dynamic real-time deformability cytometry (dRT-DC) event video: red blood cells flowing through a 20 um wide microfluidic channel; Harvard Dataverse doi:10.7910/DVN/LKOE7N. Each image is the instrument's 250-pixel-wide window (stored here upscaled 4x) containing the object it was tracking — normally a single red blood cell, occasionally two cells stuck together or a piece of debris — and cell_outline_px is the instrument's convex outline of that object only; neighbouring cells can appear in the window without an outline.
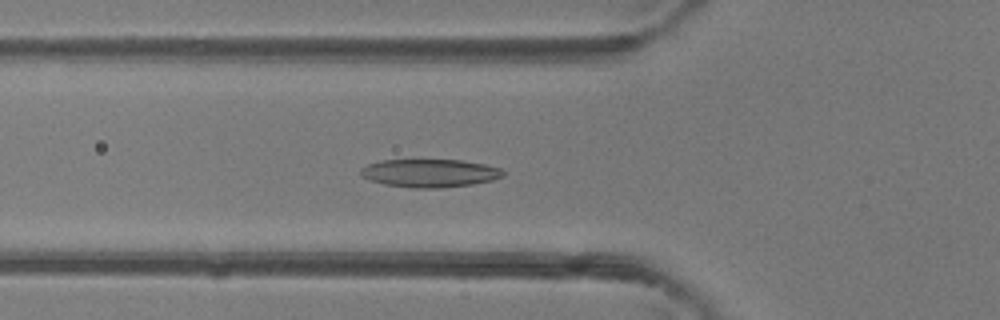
{"species": "common noctule bat (a hibernating species)", "species_latin": "Nyctalus noctula", "temperature_condition": "room temperature", "stored_images_in_passage": 32, "camera_frame_rate_fps": 3000, "um_per_image_px": 0.085, "animal": {"sex": "female"}, "frame": {"image": 1, "passage_image": 2, "time_ms": 0.333, "image_size_px": [1000, 320], "cell_outline_px": [[504, 176], [492, 180], [472, 184], [440, 188], [416, 188], [384, 184], [360, 176], [360, 168], [368, 164], [380, 160], [464, 160], [484, 164], [500, 168], [504, 172]], "centroid_in_image_um": [36.52, 14.71], "position_along_channel_um": 89.3, "area_um2": 23.29}}
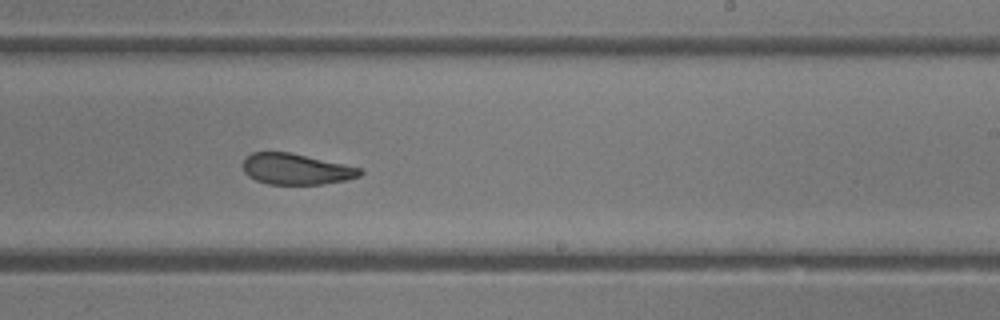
{"frame": {"image": 2, "passage_image": 14, "time_ms": 4.333, "image_size_px": [1000, 320], "cell_outline_px": [[364, 172], [360, 176], [344, 180], [324, 184], [268, 184], [256, 180], [248, 176], [244, 172], [244, 160], [252, 152], [292, 152], [360, 168]], "centroid_in_image_um": [25.17, 14.37], "position_along_channel_um": 263.8, "area_um2": 20.98}}
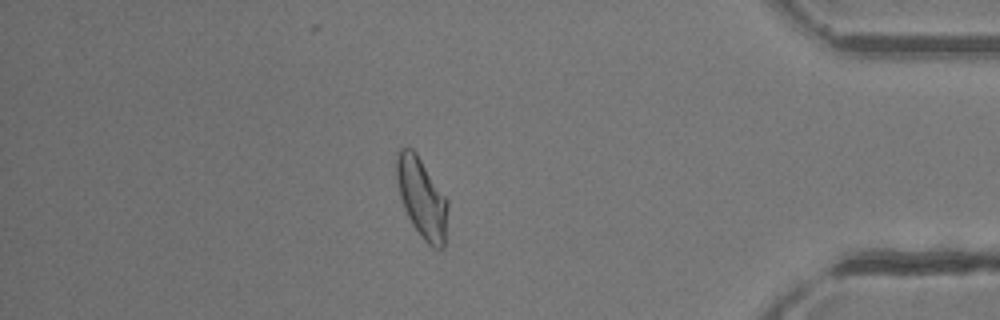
{"frame": {"image": 3, "passage_image": 26, "time_ms": 8.333, "image_size_px": [1000, 320], "cell_outline_px": [[448, 208], [444, 248], [432, 248], [420, 236], [412, 224], [404, 208], [400, 196], [396, 176], [396, 152], [400, 148], [412, 148], [416, 152], [448, 200]], "centroid_in_image_um": [35.85, 16.82], "position_along_channel_um": 399.3, "area_um2": 23.87}}